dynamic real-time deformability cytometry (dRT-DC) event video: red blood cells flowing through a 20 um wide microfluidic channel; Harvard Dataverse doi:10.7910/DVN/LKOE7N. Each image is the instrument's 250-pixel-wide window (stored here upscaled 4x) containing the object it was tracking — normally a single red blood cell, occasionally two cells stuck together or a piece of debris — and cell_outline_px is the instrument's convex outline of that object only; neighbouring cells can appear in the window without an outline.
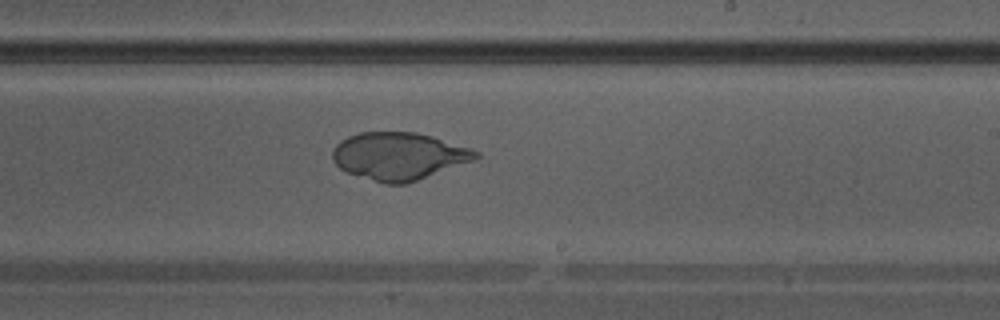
{"species": "Egyptian fruit bat (a non-hibernating species)", "species_latin": "Rousettus aegyptiacus", "temperature_condition": "warm", "stored_images_in_passage": 31, "camera_frame_rate_fps": 3000, "um_per_image_px": 0.085, "animal": {"sex": "male"}, "frame": {"image": 1, "passage_image": 18, "time_ms": 5.667, "image_size_px": [1000, 320], "cell_outline_px": [[480, 156], [476, 160], [404, 184], [384, 184], [348, 172], [340, 168], [332, 160], [332, 152], [336, 144], [340, 140], [348, 136], [360, 132], [416, 132], [432, 136], [480, 152]], "centroid_in_image_um": [33.89, 13.26], "position_along_channel_um": 255.1, "area_um2": 39.42}}